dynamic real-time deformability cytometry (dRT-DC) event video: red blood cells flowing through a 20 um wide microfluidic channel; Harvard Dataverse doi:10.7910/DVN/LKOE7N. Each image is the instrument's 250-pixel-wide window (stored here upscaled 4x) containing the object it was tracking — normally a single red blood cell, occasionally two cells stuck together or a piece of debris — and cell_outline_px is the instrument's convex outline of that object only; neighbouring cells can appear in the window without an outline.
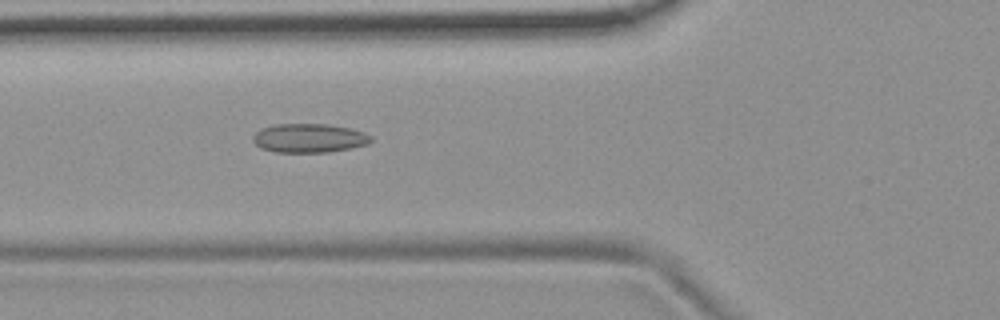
{"species": "common noctule bat (a hibernating species)", "species_latin": "Nyctalus noctula", "temperature_condition": "room temperature", "stored_images_in_passage": 5, "camera_frame_rate_fps": 3000, "um_per_image_px": 0.085, "animal": {"sex": "female", "body_mass_g": 19.9}, "frame": {"image": 1, "passage_image": 5, "time_ms": 1.333, "image_size_px": [1000, 320], "cell_outline_px": [[372, 140], [368, 144], [328, 152], [276, 152], [260, 148], [252, 140], [252, 136], [260, 128], [276, 124], [328, 124], [352, 128], [364, 132], [372, 136]], "centroid_in_image_um": [26.26, 11.73], "position_along_channel_um": 99.5, "area_um2": 20.0}}